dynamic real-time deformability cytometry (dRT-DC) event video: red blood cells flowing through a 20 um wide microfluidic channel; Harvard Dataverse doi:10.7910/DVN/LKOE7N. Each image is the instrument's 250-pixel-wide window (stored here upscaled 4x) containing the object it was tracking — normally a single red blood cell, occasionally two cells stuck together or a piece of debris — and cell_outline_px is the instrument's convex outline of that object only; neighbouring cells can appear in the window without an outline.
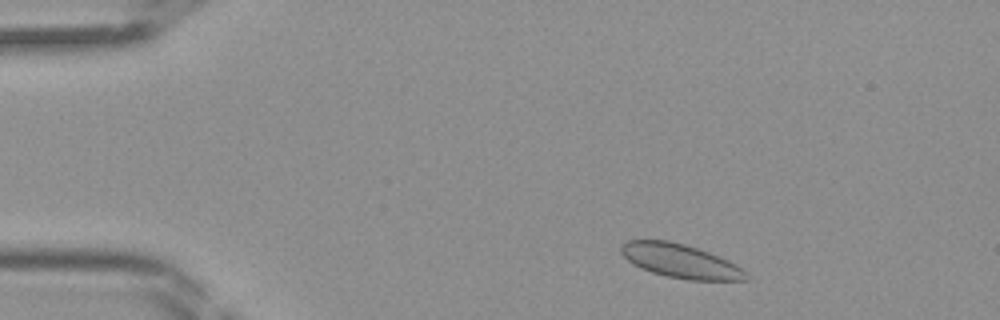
{"species": "Egyptian fruit bat (a non-hibernating species)", "species_latin": "Rousettus aegyptiacus", "temperature_condition": "room temperature", "stored_images_in_passage": 41, "camera_frame_rate_fps": 3000, "um_per_image_px": 0.085, "frame": {"image": 1, "passage_image": 4, "time_ms": 1.0, "image_size_px": [1000, 320], "cell_outline_px": [[748, 280], [688, 280], [668, 276], [652, 272], [640, 268], [632, 264], [620, 252], [620, 244], [628, 240], [668, 240], [684, 244], [708, 252], [728, 260], [740, 268], [748, 276]], "centroid_in_image_um": [57.78, 22.18], "position_along_channel_um": 27.2, "area_um2": 24.45}}
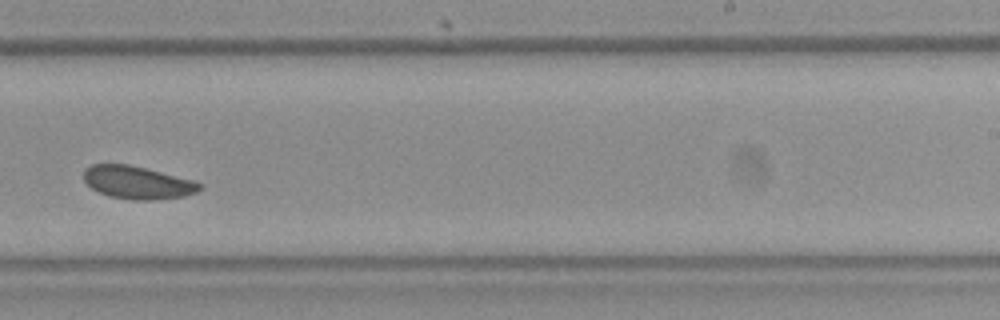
{"frame": {"image": 2, "passage_image": 25, "time_ms": 8.0, "image_size_px": [1000, 320], "cell_outline_px": [[204, 188], [196, 192], [184, 196], [152, 200], [136, 200], [108, 196], [92, 188], [84, 180], [84, 168], [92, 164], [128, 164], [192, 180], [204, 184]], "centroid_in_image_um": [11.69, 15.51], "position_along_channel_um": 277.3, "area_um2": 22.02}}
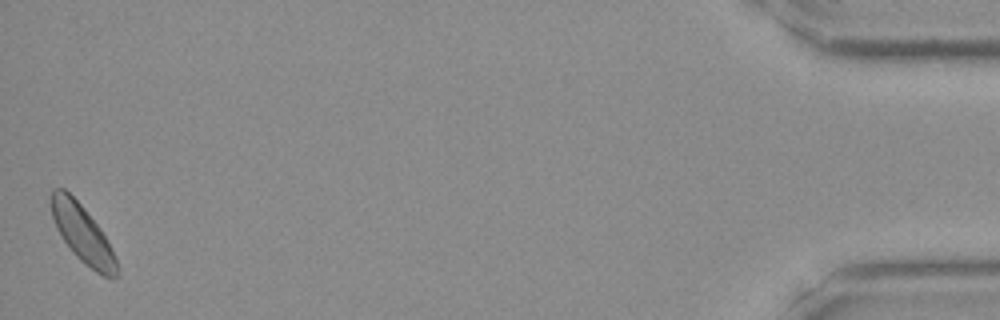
{"frame": {"image": 3, "passage_image": 41, "time_ms": 13.333, "image_size_px": [1000, 320], "cell_outline_px": [[120, 272], [112, 280], [96, 272], [84, 264], [72, 252], [56, 228], [52, 216], [52, 188], [64, 188], [80, 204], [100, 228], [120, 268]], "centroid_in_image_um": [7.03, 19.93], "position_along_channel_um": 428.2, "area_um2": 21.62}}